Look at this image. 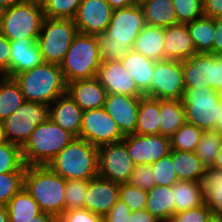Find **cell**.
<instances>
[{
	"mask_svg": "<svg viewBox=\"0 0 222 222\" xmlns=\"http://www.w3.org/2000/svg\"><path fill=\"white\" fill-rule=\"evenodd\" d=\"M66 180L48 165L26 166L24 188L42 212L58 219L65 212Z\"/></svg>",
	"mask_w": 222,
	"mask_h": 222,
	"instance_id": "cell-1",
	"label": "cell"
},
{
	"mask_svg": "<svg viewBox=\"0 0 222 222\" xmlns=\"http://www.w3.org/2000/svg\"><path fill=\"white\" fill-rule=\"evenodd\" d=\"M26 101L50 105L66 93L67 84L59 64L42 62L13 76Z\"/></svg>",
	"mask_w": 222,
	"mask_h": 222,
	"instance_id": "cell-2",
	"label": "cell"
},
{
	"mask_svg": "<svg viewBox=\"0 0 222 222\" xmlns=\"http://www.w3.org/2000/svg\"><path fill=\"white\" fill-rule=\"evenodd\" d=\"M47 165L65 180H91L98 176V148L75 138Z\"/></svg>",
	"mask_w": 222,
	"mask_h": 222,
	"instance_id": "cell-3",
	"label": "cell"
},
{
	"mask_svg": "<svg viewBox=\"0 0 222 222\" xmlns=\"http://www.w3.org/2000/svg\"><path fill=\"white\" fill-rule=\"evenodd\" d=\"M75 138L51 119L41 123L21 147L25 165H47Z\"/></svg>",
	"mask_w": 222,
	"mask_h": 222,
	"instance_id": "cell-4",
	"label": "cell"
},
{
	"mask_svg": "<svg viewBox=\"0 0 222 222\" xmlns=\"http://www.w3.org/2000/svg\"><path fill=\"white\" fill-rule=\"evenodd\" d=\"M101 64L96 35L78 32L60 63V68L63 78L68 84L78 79L96 77Z\"/></svg>",
	"mask_w": 222,
	"mask_h": 222,
	"instance_id": "cell-5",
	"label": "cell"
},
{
	"mask_svg": "<svg viewBox=\"0 0 222 222\" xmlns=\"http://www.w3.org/2000/svg\"><path fill=\"white\" fill-rule=\"evenodd\" d=\"M44 18L40 2L24 0L6 9L0 24V33L10 41L38 38Z\"/></svg>",
	"mask_w": 222,
	"mask_h": 222,
	"instance_id": "cell-6",
	"label": "cell"
},
{
	"mask_svg": "<svg viewBox=\"0 0 222 222\" xmlns=\"http://www.w3.org/2000/svg\"><path fill=\"white\" fill-rule=\"evenodd\" d=\"M185 120L202 130H216L222 97L213 88H186L182 99Z\"/></svg>",
	"mask_w": 222,
	"mask_h": 222,
	"instance_id": "cell-7",
	"label": "cell"
},
{
	"mask_svg": "<svg viewBox=\"0 0 222 222\" xmlns=\"http://www.w3.org/2000/svg\"><path fill=\"white\" fill-rule=\"evenodd\" d=\"M77 33L73 19L45 17L37 38L43 62L60 65Z\"/></svg>",
	"mask_w": 222,
	"mask_h": 222,
	"instance_id": "cell-8",
	"label": "cell"
},
{
	"mask_svg": "<svg viewBox=\"0 0 222 222\" xmlns=\"http://www.w3.org/2000/svg\"><path fill=\"white\" fill-rule=\"evenodd\" d=\"M50 119V105L26 101L2 124L7 141L22 147L36 126Z\"/></svg>",
	"mask_w": 222,
	"mask_h": 222,
	"instance_id": "cell-9",
	"label": "cell"
},
{
	"mask_svg": "<svg viewBox=\"0 0 222 222\" xmlns=\"http://www.w3.org/2000/svg\"><path fill=\"white\" fill-rule=\"evenodd\" d=\"M151 90L146 95L157 99L182 100L185 92L182 61H156Z\"/></svg>",
	"mask_w": 222,
	"mask_h": 222,
	"instance_id": "cell-10",
	"label": "cell"
},
{
	"mask_svg": "<svg viewBox=\"0 0 222 222\" xmlns=\"http://www.w3.org/2000/svg\"><path fill=\"white\" fill-rule=\"evenodd\" d=\"M125 135L104 107L83 111L79 138L99 148L121 142Z\"/></svg>",
	"mask_w": 222,
	"mask_h": 222,
	"instance_id": "cell-11",
	"label": "cell"
},
{
	"mask_svg": "<svg viewBox=\"0 0 222 222\" xmlns=\"http://www.w3.org/2000/svg\"><path fill=\"white\" fill-rule=\"evenodd\" d=\"M135 164L121 141L98 148V176L115 183H128Z\"/></svg>",
	"mask_w": 222,
	"mask_h": 222,
	"instance_id": "cell-12",
	"label": "cell"
},
{
	"mask_svg": "<svg viewBox=\"0 0 222 222\" xmlns=\"http://www.w3.org/2000/svg\"><path fill=\"white\" fill-rule=\"evenodd\" d=\"M133 163L153 164L171 153V140L163 135L128 134L122 139Z\"/></svg>",
	"mask_w": 222,
	"mask_h": 222,
	"instance_id": "cell-13",
	"label": "cell"
},
{
	"mask_svg": "<svg viewBox=\"0 0 222 222\" xmlns=\"http://www.w3.org/2000/svg\"><path fill=\"white\" fill-rule=\"evenodd\" d=\"M143 11L139 3L112 12L106 33L113 38L112 42L127 45L132 49L141 29L144 27Z\"/></svg>",
	"mask_w": 222,
	"mask_h": 222,
	"instance_id": "cell-14",
	"label": "cell"
},
{
	"mask_svg": "<svg viewBox=\"0 0 222 222\" xmlns=\"http://www.w3.org/2000/svg\"><path fill=\"white\" fill-rule=\"evenodd\" d=\"M112 12L106 0H82L73 20L80 33L102 34L110 24Z\"/></svg>",
	"mask_w": 222,
	"mask_h": 222,
	"instance_id": "cell-15",
	"label": "cell"
},
{
	"mask_svg": "<svg viewBox=\"0 0 222 222\" xmlns=\"http://www.w3.org/2000/svg\"><path fill=\"white\" fill-rule=\"evenodd\" d=\"M141 97L107 93L104 109L124 135L134 134Z\"/></svg>",
	"mask_w": 222,
	"mask_h": 222,
	"instance_id": "cell-16",
	"label": "cell"
},
{
	"mask_svg": "<svg viewBox=\"0 0 222 222\" xmlns=\"http://www.w3.org/2000/svg\"><path fill=\"white\" fill-rule=\"evenodd\" d=\"M96 77L107 93L124 94L132 97L144 96L121 61L103 62Z\"/></svg>",
	"mask_w": 222,
	"mask_h": 222,
	"instance_id": "cell-17",
	"label": "cell"
},
{
	"mask_svg": "<svg viewBox=\"0 0 222 222\" xmlns=\"http://www.w3.org/2000/svg\"><path fill=\"white\" fill-rule=\"evenodd\" d=\"M119 200V184L96 176L88 180L84 208L92 213L105 216Z\"/></svg>",
	"mask_w": 222,
	"mask_h": 222,
	"instance_id": "cell-18",
	"label": "cell"
},
{
	"mask_svg": "<svg viewBox=\"0 0 222 222\" xmlns=\"http://www.w3.org/2000/svg\"><path fill=\"white\" fill-rule=\"evenodd\" d=\"M66 92L83 111L104 107L107 96L97 77L72 81Z\"/></svg>",
	"mask_w": 222,
	"mask_h": 222,
	"instance_id": "cell-19",
	"label": "cell"
},
{
	"mask_svg": "<svg viewBox=\"0 0 222 222\" xmlns=\"http://www.w3.org/2000/svg\"><path fill=\"white\" fill-rule=\"evenodd\" d=\"M9 77L40 65L43 60L37 38H19L10 41Z\"/></svg>",
	"mask_w": 222,
	"mask_h": 222,
	"instance_id": "cell-20",
	"label": "cell"
},
{
	"mask_svg": "<svg viewBox=\"0 0 222 222\" xmlns=\"http://www.w3.org/2000/svg\"><path fill=\"white\" fill-rule=\"evenodd\" d=\"M196 53V47L186 24L164 28V59L185 61Z\"/></svg>",
	"mask_w": 222,
	"mask_h": 222,
	"instance_id": "cell-21",
	"label": "cell"
},
{
	"mask_svg": "<svg viewBox=\"0 0 222 222\" xmlns=\"http://www.w3.org/2000/svg\"><path fill=\"white\" fill-rule=\"evenodd\" d=\"M83 110L67 92L50 104V119L66 131L79 138Z\"/></svg>",
	"mask_w": 222,
	"mask_h": 222,
	"instance_id": "cell-22",
	"label": "cell"
},
{
	"mask_svg": "<svg viewBox=\"0 0 222 222\" xmlns=\"http://www.w3.org/2000/svg\"><path fill=\"white\" fill-rule=\"evenodd\" d=\"M121 63L135 81L138 89L144 95H147L151 90L152 77L154 76L153 70L156 61L146 58L141 53L131 49L121 60Z\"/></svg>",
	"mask_w": 222,
	"mask_h": 222,
	"instance_id": "cell-23",
	"label": "cell"
},
{
	"mask_svg": "<svg viewBox=\"0 0 222 222\" xmlns=\"http://www.w3.org/2000/svg\"><path fill=\"white\" fill-rule=\"evenodd\" d=\"M132 50L154 61L164 60V28L145 24Z\"/></svg>",
	"mask_w": 222,
	"mask_h": 222,
	"instance_id": "cell-24",
	"label": "cell"
},
{
	"mask_svg": "<svg viewBox=\"0 0 222 222\" xmlns=\"http://www.w3.org/2000/svg\"><path fill=\"white\" fill-rule=\"evenodd\" d=\"M139 5L147 25L165 28L178 24L173 0H139Z\"/></svg>",
	"mask_w": 222,
	"mask_h": 222,
	"instance_id": "cell-25",
	"label": "cell"
},
{
	"mask_svg": "<svg viewBox=\"0 0 222 222\" xmlns=\"http://www.w3.org/2000/svg\"><path fill=\"white\" fill-rule=\"evenodd\" d=\"M145 209L161 222H168L175 214L173 188L168 186H154L148 191Z\"/></svg>",
	"mask_w": 222,
	"mask_h": 222,
	"instance_id": "cell-26",
	"label": "cell"
},
{
	"mask_svg": "<svg viewBox=\"0 0 222 222\" xmlns=\"http://www.w3.org/2000/svg\"><path fill=\"white\" fill-rule=\"evenodd\" d=\"M134 134H160L159 99L148 97L146 95L141 97L137 117V126Z\"/></svg>",
	"mask_w": 222,
	"mask_h": 222,
	"instance_id": "cell-27",
	"label": "cell"
},
{
	"mask_svg": "<svg viewBox=\"0 0 222 222\" xmlns=\"http://www.w3.org/2000/svg\"><path fill=\"white\" fill-rule=\"evenodd\" d=\"M200 183L204 202L212 215L222 217V171L205 168Z\"/></svg>",
	"mask_w": 222,
	"mask_h": 222,
	"instance_id": "cell-28",
	"label": "cell"
},
{
	"mask_svg": "<svg viewBox=\"0 0 222 222\" xmlns=\"http://www.w3.org/2000/svg\"><path fill=\"white\" fill-rule=\"evenodd\" d=\"M160 135L171 137L185 122L182 100L159 99Z\"/></svg>",
	"mask_w": 222,
	"mask_h": 222,
	"instance_id": "cell-29",
	"label": "cell"
},
{
	"mask_svg": "<svg viewBox=\"0 0 222 222\" xmlns=\"http://www.w3.org/2000/svg\"><path fill=\"white\" fill-rule=\"evenodd\" d=\"M175 213L199 207L204 203L201 183L179 180L173 186Z\"/></svg>",
	"mask_w": 222,
	"mask_h": 222,
	"instance_id": "cell-30",
	"label": "cell"
},
{
	"mask_svg": "<svg viewBox=\"0 0 222 222\" xmlns=\"http://www.w3.org/2000/svg\"><path fill=\"white\" fill-rule=\"evenodd\" d=\"M170 154L178 180L201 181L206 167L195 152L171 150Z\"/></svg>",
	"mask_w": 222,
	"mask_h": 222,
	"instance_id": "cell-31",
	"label": "cell"
},
{
	"mask_svg": "<svg viewBox=\"0 0 222 222\" xmlns=\"http://www.w3.org/2000/svg\"><path fill=\"white\" fill-rule=\"evenodd\" d=\"M26 102L20 86L13 77H0V122Z\"/></svg>",
	"mask_w": 222,
	"mask_h": 222,
	"instance_id": "cell-32",
	"label": "cell"
},
{
	"mask_svg": "<svg viewBox=\"0 0 222 222\" xmlns=\"http://www.w3.org/2000/svg\"><path fill=\"white\" fill-rule=\"evenodd\" d=\"M196 47V53H212L215 36V19L202 16L186 23Z\"/></svg>",
	"mask_w": 222,
	"mask_h": 222,
	"instance_id": "cell-33",
	"label": "cell"
},
{
	"mask_svg": "<svg viewBox=\"0 0 222 222\" xmlns=\"http://www.w3.org/2000/svg\"><path fill=\"white\" fill-rule=\"evenodd\" d=\"M9 213V222H28L42 211L37 202L23 187L6 205Z\"/></svg>",
	"mask_w": 222,
	"mask_h": 222,
	"instance_id": "cell-34",
	"label": "cell"
},
{
	"mask_svg": "<svg viewBox=\"0 0 222 222\" xmlns=\"http://www.w3.org/2000/svg\"><path fill=\"white\" fill-rule=\"evenodd\" d=\"M222 146V134L217 130H203L196 148V155L206 167H212Z\"/></svg>",
	"mask_w": 222,
	"mask_h": 222,
	"instance_id": "cell-35",
	"label": "cell"
},
{
	"mask_svg": "<svg viewBox=\"0 0 222 222\" xmlns=\"http://www.w3.org/2000/svg\"><path fill=\"white\" fill-rule=\"evenodd\" d=\"M203 130L185 122L171 137V149L195 152Z\"/></svg>",
	"mask_w": 222,
	"mask_h": 222,
	"instance_id": "cell-36",
	"label": "cell"
},
{
	"mask_svg": "<svg viewBox=\"0 0 222 222\" xmlns=\"http://www.w3.org/2000/svg\"><path fill=\"white\" fill-rule=\"evenodd\" d=\"M200 72L207 78L208 87L218 91L222 85V55L199 53Z\"/></svg>",
	"mask_w": 222,
	"mask_h": 222,
	"instance_id": "cell-37",
	"label": "cell"
},
{
	"mask_svg": "<svg viewBox=\"0 0 222 222\" xmlns=\"http://www.w3.org/2000/svg\"><path fill=\"white\" fill-rule=\"evenodd\" d=\"M25 170L21 147L10 142L0 145V174Z\"/></svg>",
	"mask_w": 222,
	"mask_h": 222,
	"instance_id": "cell-38",
	"label": "cell"
},
{
	"mask_svg": "<svg viewBox=\"0 0 222 222\" xmlns=\"http://www.w3.org/2000/svg\"><path fill=\"white\" fill-rule=\"evenodd\" d=\"M82 0H43L44 15L50 19H74Z\"/></svg>",
	"mask_w": 222,
	"mask_h": 222,
	"instance_id": "cell-39",
	"label": "cell"
},
{
	"mask_svg": "<svg viewBox=\"0 0 222 222\" xmlns=\"http://www.w3.org/2000/svg\"><path fill=\"white\" fill-rule=\"evenodd\" d=\"M98 52L101 62L121 61L131 50L127 45L112 42L113 38L106 32L96 35Z\"/></svg>",
	"mask_w": 222,
	"mask_h": 222,
	"instance_id": "cell-40",
	"label": "cell"
},
{
	"mask_svg": "<svg viewBox=\"0 0 222 222\" xmlns=\"http://www.w3.org/2000/svg\"><path fill=\"white\" fill-rule=\"evenodd\" d=\"M88 180H66L65 187V211L84 208V200L87 195Z\"/></svg>",
	"mask_w": 222,
	"mask_h": 222,
	"instance_id": "cell-41",
	"label": "cell"
},
{
	"mask_svg": "<svg viewBox=\"0 0 222 222\" xmlns=\"http://www.w3.org/2000/svg\"><path fill=\"white\" fill-rule=\"evenodd\" d=\"M25 172L0 174V206H6L11 198L24 187Z\"/></svg>",
	"mask_w": 222,
	"mask_h": 222,
	"instance_id": "cell-42",
	"label": "cell"
},
{
	"mask_svg": "<svg viewBox=\"0 0 222 222\" xmlns=\"http://www.w3.org/2000/svg\"><path fill=\"white\" fill-rule=\"evenodd\" d=\"M151 167L154 172L153 175L156 186L172 187L179 181L174 171L173 157L171 154L151 164Z\"/></svg>",
	"mask_w": 222,
	"mask_h": 222,
	"instance_id": "cell-43",
	"label": "cell"
},
{
	"mask_svg": "<svg viewBox=\"0 0 222 222\" xmlns=\"http://www.w3.org/2000/svg\"><path fill=\"white\" fill-rule=\"evenodd\" d=\"M185 88H210L207 78L201 76L199 53H195L189 59L182 61Z\"/></svg>",
	"mask_w": 222,
	"mask_h": 222,
	"instance_id": "cell-44",
	"label": "cell"
},
{
	"mask_svg": "<svg viewBox=\"0 0 222 222\" xmlns=\"http://www.w3.org/2000/svg\"><path fill=\"white\" fill-rule=\"evenodd\" d=\"M177 23L186 24L203 16L200 0H173Z\"/></svg>",
	"mask_w": 222,
	"mask_h": 222,
	"instance_id": "cell-45",
	"label": "cell"
},
{
	"mask_svg": "<svg viewBox=\"0 0 222 222\" xmlns=\"http://www.w3.org/2000/svg\"><path fill=\"white\" fill-rule=\"evenodd\" d=\"M119 199L125 202L131 211L145 209L148 192L129 183H120Z\"/></svg>",
	"mask_w": 222,
	"mask_h": 222,
	"instance_id": "cell-46",
	"label": "cell"
},
{
	"mask_svg": "<svg viewBox=\"0 0 222 222\" xmlns=\"http://www.w3.org/2000/svg\"><path fill=\"white\" fill-rule=\"evenodd\" d=\"M154 172L149 164H138L134 166L128 183L144 191H149L155 186Z\"/></svg>",
	"mask_w": 222,
	"mask_h": 222,
	"instance_id": "cell-47",
	"label": "cell"
},
{
	"mask_svg": "<svg viewBox=\"0 0 222 222\" xmlns=\"http://www.w3.org/2000/svg\"><path fill=\"white\" fill-rule=\"evenodd\" d=\"M211 215L210 208L204 202L199 207L175 213L168 222H207Z\"/></svg>",
	"mask_w": 222,
	"mask_h": 222,
	"instance_id": "cell-48",
	"label": "cell"
},
{
	"mask_svg": "<svg viewBox=\"0 0 222 222\" xmlns=\"http://www.w3.org/2000/svg\"><path fill=\"white\" fill-rule=\"evenodd\" d=\"M57 222H103V216L92 213L88 209L79 208L65 211Z\"/></svg>",
	"mask_w": 222,
	"mask_h": 222,
	"instance_id": "cell-49",
	"label": "cell"
},
{
	"mask_svg": "<svg viewBox=\"0 0 222 222\" xmlns=\"http://www.w3.org/2000/svg\"><path fill=\"white\" fill-rule=\"evenodd\" d=\"M131 210L128 205L120 199L110 209V211L103 216V222H128Z\"/></svg>",
	"mask_w": 222,
	"mask_h": 222,
	"instance_id": "cell-50",
	"label": "cell"
},
{
	"mask_svg": "<svg viewBox=\"0 0 222 222\" xmlns=\"http://www.w3.org/2000/svg\"><path fill=\"white\" fill-rule=\"evenodd\" d=\"M10 40L0 33V77H9Z\"/></svg>",
	"mask_w": 222,
	"mask_h": 222,
	"instance_id": "cell-51",
	"label": "cell"
},
{
	"mask_svg": "<svg viewBox=\"0 0 222 222\" xmlns=\"http://www.w3.org/2000/svg\"><path fill=\"white\" fill-rule=\"evenodd\" d=\"M203 16L213 19L222 18V0H205Z\"/></svg>",
	"mask_w": 222,
	"mask_h": 222,
	"instance_id": "cell-52",
	"label": "cell"
},
{
	"mask_svg": "<svg viewBox=\"0 0 222 222\" xmlns=\"http://www.w3.org/2000/svg\"><path fill=\"white\" fill-rule=\"evenodd\" d=\"M128 222H161L146 209L131 211Z\"/></svg>",
	"mask_w": 222,
	"mask_h": 222,
	"instance_id": "cell-53",
	"label": "cell"
},
{
	"mask_svg": "<svg viewBox=\"0 0 222 222\" xmlns=\"http://www.w3.org/2000/svg\"><path fill=\"white\" fill-rule=\"evenodd\" d=\"M213 54L222 55V18L215 19V36L213 41Z\"/></svg>",
	"mask_w": 222,
	"mask_h": 222,
	"instance_id": "cell-54",
	"label": "cell"
},
{
	"mask_svg": "<svg viewBox=\"0 0 222 222\" xmlns=\"http://www.w3.org/2000/svg\"><path fill=\"white\" fill-rule=\"evenodd\" d=\"M113 10L126 8L139 3V0H106Z\"/></svg>",
	"mask_w": 222,
	"mask_h": 222,
	"instance_id": "cell-55",
	"label": "cell"
},
{
	"mask_svg": "<svg viewBox=\"0 0 222 222\" xmlns=\"http://www.w3.org/2000/svg\"><path fill=\"white\" fill-rule=\"evenodd\" d=\"M28 222H57V219L51 214L41 212L37 216L33 217L31 221Z\"/></svg>",
	"mask_w": 222,
	"mask_h": 222,
	"instance_id": "cell-56",
	"label": "cell"
},
{
	"mask_svg": "<svg viewBox=\"0 0 222 222\" xmlns=\"http://www.w3.org/2000/svg\"><path fill=\"white\" fill-rule=\"evenodd\" d=\"M212 168L222 171V146L216 156V160Z\"/></svg>",
	"mask_w": 222,
	"mask_h": 222,
	"instance_id": "cell-57",
	"label": "cell"
},
{
	"mask_svg": "<svg viewBox=\"0 0 222 222\" xmlns=\"http://www.w3.org/2000/svg\"><path fill=\"white\" fill-rule=\"evenodd\" d=\"M0 222H9V213L6 206H0Z\"/></svg>",
	"mask_w": 222,
	"mask_h": 222,
	"instance_id": "cell-58",
	"label": "cell"
},
{
	"mask_svg": "<svg viewBox=\"0 0 222 222\" xmlns=\"http://www.w3.org/2000/svg\"><path fill=\"white\" fill-rule=\"evenodd\" d=\"M22 1H24V0H0V5L3 8L7 9L9 7H12L15 4L22 2Z\"/></svg>",
	"mask_w": 222,
	"mask_h": 222,
	"instance_id": "cell-59",
	"label": "cell"
},
{
	"mask_svg": "<svg viewBox=\"0 0 222 222\" xmlns=\"http://www.w3.org/2000/svg\"><path fill=\"white\" fill-rule=\"evenodd\" d=\"M7 142L8 141H7V138H6V135H5L3 124H2V122H0V145H3Z\"/></svg>",
	"mask_w": 222,
	"mask_h": 222,
	"instance_id": "cell-60",
	"label": "cell"
},
{
	"mask_svg": "<svg viewBox=\"0 0 222 222\" xmlns=\"http://www.w3.org/2000/svg\"><path fill=\"white\" fill-rule=\"evenodd\" d=\"M216 130L220 134H222V105H221L220 115H219V118H218L217 124H216Z\"/></svg>",
	"mask_w": 222,
	"mask_h": 222,
	"instance_id": "cell-61",
	"label": "cell"
},
{
	"mask_svg": "<svg viewBox=\"0 0 222 222\" xmlns=\"http://www.w3.org/2000/svg\"><path fill=\"white\" fill-rule=\"evenodd\" d=\"M207 222H222V217L211 215Z\"/></svg>",
	"mask_w": 222,
	"mask_h": 222,
	"instance_id": "cell-62",
	"label": "cell"
},
{
	"mask_svg": "<svg viewBox=\"0 0 222 222\" xmlns=\"http://www.w3.org/2000/svg\"><path fill=\"white\" fill-rule=\"evenodd\" d=\"M5 11H6V9L0 5V24H1V21L4 17Z\"/></svg>",
	"mask_w": 222,
	"mask_h": 222,
	"instance_id": "cell-63",
	"label": "cell"
},
{
	"mask_svg": "<svg viewBox=\"0 0 222 222\" xmlns=\"http://www.w3.org/2000/svg\"><path fill=\"white\" fill-rule=\"evenodd\" d=\"M219 93V95L222 97V85L220 87V89L217 91Z\"/></svg>",
	"mask_w": 222,
	"mask_h": 222,
	"instance_id": "cell-64",
	"label": "cell"
},
{
	"mask_svg": "<svg viewBox=\"0 0 222 222\" xmlns=\"http://www.w3.org/2000/svg\"><path fill=\"white\" fill-rule=\"evenodd\" d=\"M28 1H36L42 3L43 0H28Z\"/></svg>",
	"mask_w": 222,
	"mask_h": 222,
	"instance_id": "cell-65",
	"label": "cell"
}]
</instances>
